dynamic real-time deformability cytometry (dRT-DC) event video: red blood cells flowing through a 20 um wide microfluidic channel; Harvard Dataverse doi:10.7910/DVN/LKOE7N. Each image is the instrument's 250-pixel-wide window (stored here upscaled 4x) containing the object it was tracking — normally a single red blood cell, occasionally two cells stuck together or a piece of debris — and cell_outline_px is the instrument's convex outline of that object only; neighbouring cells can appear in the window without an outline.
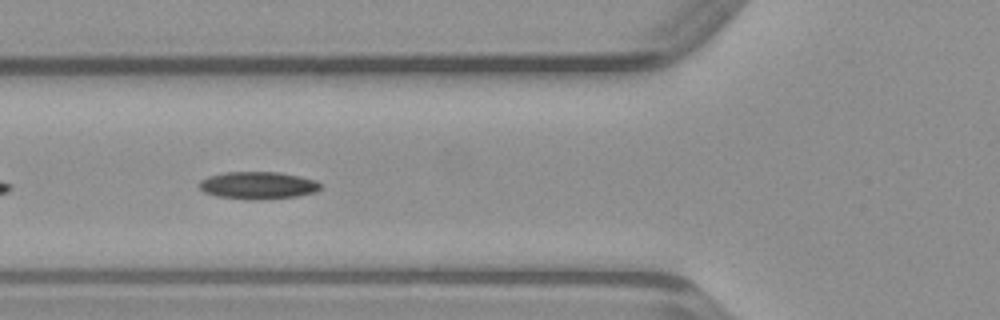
{"species": "common noctule bat (a hibernating species)", "species_latin": "Nyctalus noctula", "temperature_condition": "warm", "stored_images_in_passage": 15, "camera_frame_rate_fps": 3000, "um_per_image_px": 0.085, "animal": {"sex": "male", "body_mass_g": 23.1, "forearm_length_mm": 52.7}, "frame": {"image": 1, "passage_image": 5, "time_ms": 1.333, "image_size_px": [1000, 320], "cell_outline_px": [[320, 188], [316, 192], [296, 196], [256, 200], [248, 200], [216, 196], [204, 192], [200, 188], [200, 180], [208, 176], [224, 172], [280, 172], [316, 180], [320, 184]], "centroid_in_image_um": [21.91, 15.76], "position_along_channel_um": 103.9, "area_um2": 19.36}}
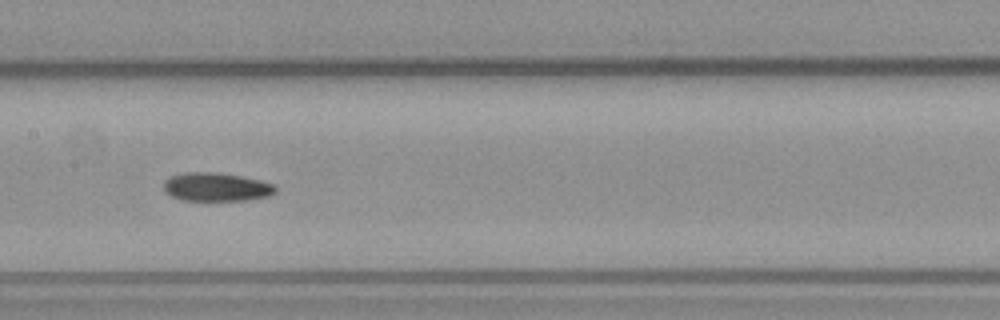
{"frame": {"image": 2, "passage_image": 11, "time_ms": 3.333, "image_size_px": [1000, 320], "cell_outline_px": [[276, 192], [268, 196], [244, 200], [180, 200], [164, 192], [164, 180], [172, 176], [184, 172], [216, 172], [240, 176], [260, 180], [272, 184], [276, 188]], "centroid_in_image_um": [18.35, 15.89], "position_along_channel_um": 189.0, "area_um2": 18.5}}